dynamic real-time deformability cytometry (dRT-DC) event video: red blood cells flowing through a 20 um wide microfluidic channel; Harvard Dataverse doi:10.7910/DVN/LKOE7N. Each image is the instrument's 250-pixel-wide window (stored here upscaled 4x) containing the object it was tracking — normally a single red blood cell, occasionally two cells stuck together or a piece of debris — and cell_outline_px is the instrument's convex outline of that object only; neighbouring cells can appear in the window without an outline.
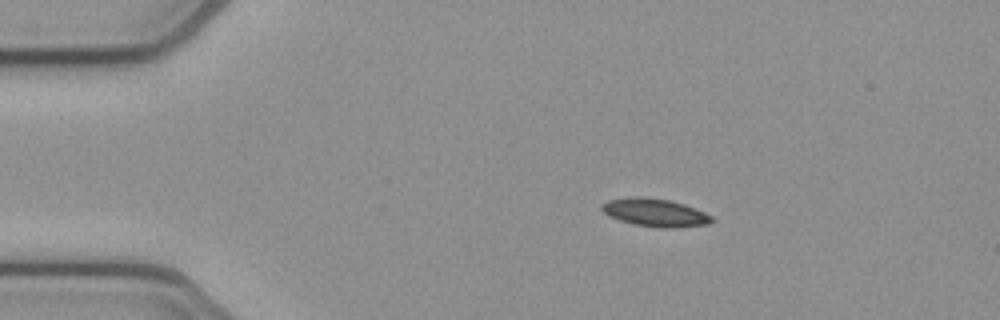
{"species": "common noctule bat (a hibernating species)", "species_latin": "Nyctalus noctula", "temperature_condition": "cold", "stored_images_in_passage": 4, "segment_of_instrument_passage": [2, 2], "camera_frame_rate_fps": 3000, "um_per_image_px": 0.085, "animal": {"sex": "female", "body_mass_g": 21.9}, "frame": {"image": 1, "passage_image": 4, "time_ms": 1.0, "image_size_px": [1000, 320], "cell_outline_px": [[712, 220], [708, 224], [672, 228], [660, 228], [632, 224], [608, 216], [600, 208], [600, 204], [608, 200], [628, 196], [644, 196], [668, 200], [684, 204], [696, 208], [712, 216]], "centroid_in_image_um": [55.62, 18.06], "position_along_channel_um": 29.4, "area_um2": 18.09}}